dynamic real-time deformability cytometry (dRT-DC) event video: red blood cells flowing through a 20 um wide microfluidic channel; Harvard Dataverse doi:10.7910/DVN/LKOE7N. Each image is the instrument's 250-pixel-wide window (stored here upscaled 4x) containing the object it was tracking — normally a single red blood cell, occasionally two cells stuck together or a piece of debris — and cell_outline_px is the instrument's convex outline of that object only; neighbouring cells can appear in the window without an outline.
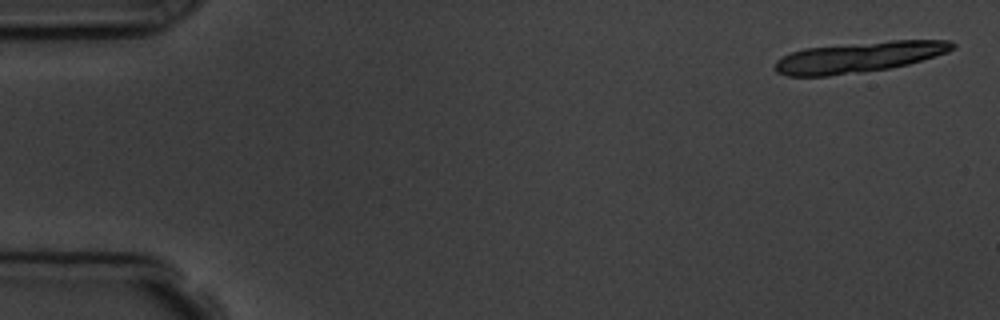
{"species": "common noctule bat (a hibernating species)", "species_latin": "Nyctalus noctula", "temperature_condition": "room temperature", "stored_images_in_passage": 6, "camera_frame_rate_fps": 3000, "um_per_image_px": 0.085, "animal": {"sex": "male", "body_mass_g": 19.5, "forearm_length_mm": 54.6}, "frame": {"image": 1, "passage_image": 1, "time_ms": 0.0, "image_size_px": [1000, 320], "cell_outline_px": [[956, 48], [948, 52], [908, 64], [888, 68], [860, 72], [828, 76], [788, 76], [776, 72], [772, 68], [776, 60], [792, 52], [804, 48], [892, 40], [952, 40], [956, 44]], "centroid_in_image_um": [73.01, 4.85], "position_along_channel_um": 12.0, "area_um2": 31.67}}